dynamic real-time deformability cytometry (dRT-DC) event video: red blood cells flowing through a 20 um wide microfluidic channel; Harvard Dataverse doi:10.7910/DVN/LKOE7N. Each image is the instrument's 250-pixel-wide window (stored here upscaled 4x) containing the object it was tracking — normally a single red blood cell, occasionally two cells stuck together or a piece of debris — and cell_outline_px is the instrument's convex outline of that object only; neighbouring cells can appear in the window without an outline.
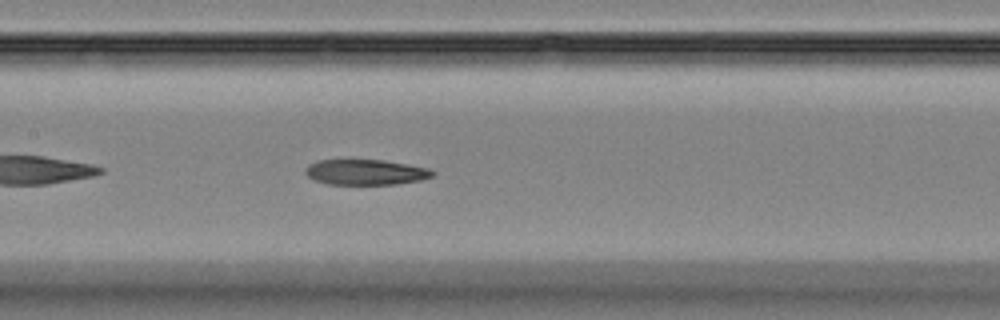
{"species": "Egyptian fruit bat (a non-hibernating species)", "species_latin": "Rousettus aegyptiacus", "temperature_condition": "room temperature", "stored_images_in_passage": 37, "camera_frame_rate_fps": 3000, "um_per_image_px": 0.085, "animal": {"sex": "female"}, "frame": {"image": 1, "passage_image": 11, "time_ms": 3.333, "image_size_px": [1000, 320], "cell_outline_px": [[436, 172], [432, 176], [420, 180], [396, 184], [328, 184], [316, 180], [308, 176], [304, 172], [304, 168], [308, 164], [316, 160], [384, 160], [408, 164], [428, 168]], "centroid_in_image_um": [31.06, 14.62], "position_along_channel_um": 176.3, "area_um2": 18.84}}
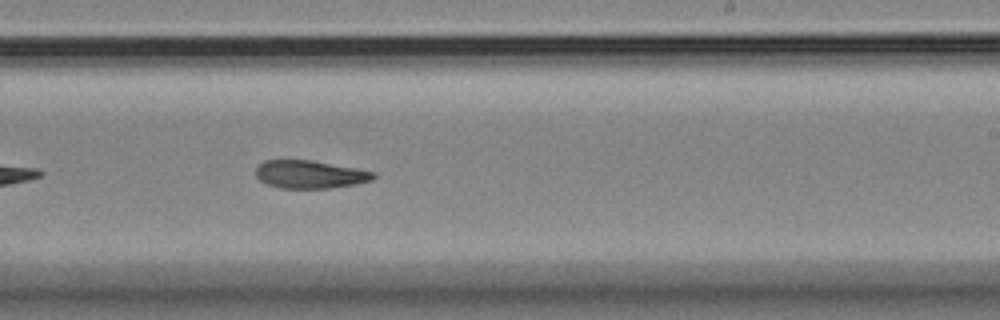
{"frame": {"image": 2, "passage_image": 18, "time_ms": 5.667, "image_size_px": [1000, 320], "cell_outline_px": [[376, 176], [372, 180], [356, 184], [332, 188], [280, 188], [264, 184], [256, 176], [256, 168], [264, 160], [312, 160], [356, 168], [376, 172]], "centroid_in_image_um": [26.34, 14.83], "position_along_channel_um": 262.7, "area_um2": 19.31}}
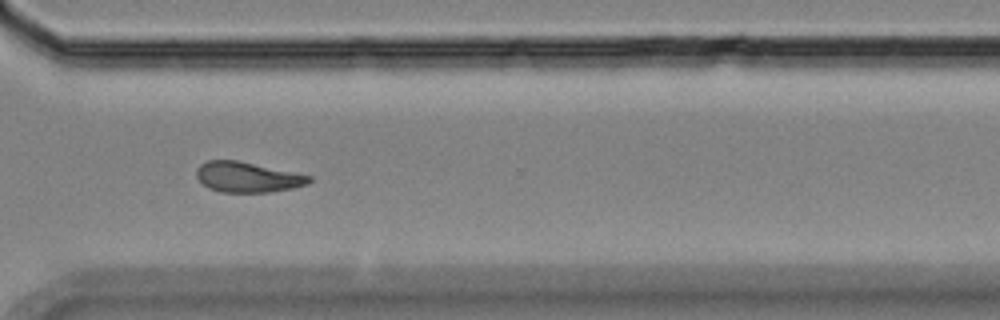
{"frame": {"image": 3, "passage_image": 25, "time_ms": 8.0, "image_size_px": [1000, 320], "cell_outline_px": [[312, 180], [308, 184], [292, 188], [272, 192], [220, 192], [208, 188], [196, 176], [196, 168], [200, 164], [208, 160], [236, 160], [312, 176]], "centroid_in_image_um": [21.02, 15.06], "position_along_channel_um": 349.6, "area_um2": 19.83}}